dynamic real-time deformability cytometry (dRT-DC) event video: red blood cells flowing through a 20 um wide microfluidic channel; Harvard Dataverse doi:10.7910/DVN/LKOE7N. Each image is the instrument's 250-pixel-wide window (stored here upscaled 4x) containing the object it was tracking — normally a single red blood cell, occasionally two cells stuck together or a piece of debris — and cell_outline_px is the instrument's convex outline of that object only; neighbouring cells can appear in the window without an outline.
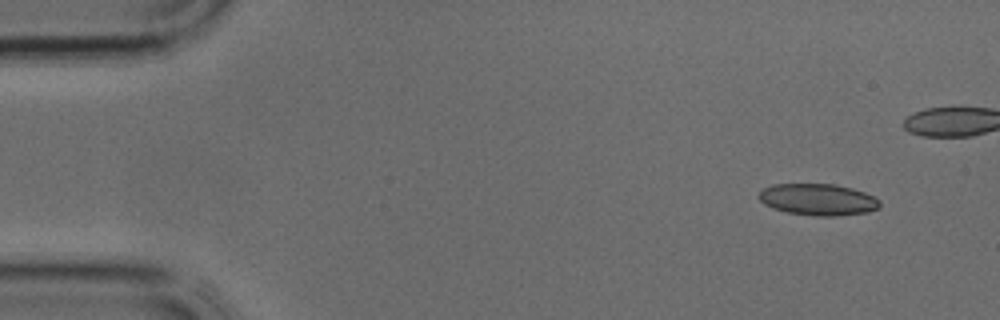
{"species": "common noctule bat (a hibernating species)", "species_latin": "Nyctalus noctula", "temperature_condition": "cold", "stored_images_in_passage": 8, "camera_frame_rate_fps": 3000, "um_per_image_px": 0.085, "animal": {"sex": "male", "body_mass_g": 17.9, "forearm_length_mm": 54.2}, "frame": {"image": 1, "passage_image": 1, "time_ms": 0.0, "image_size_px": [1000, 320], "cell_outline_px": [[880, 208], [868, 212], [836, 216], [812, 216], [788, 212], [772, 208], [764, 204], [756, 196], [764, 188], [772, 184], [836, 184], [852, 188], [864, 192], [880, 200]], "centroid_in_image_um": [69.53, 16.96], "position_along_channel_um": 15.5, "area_um2": 22.43}}